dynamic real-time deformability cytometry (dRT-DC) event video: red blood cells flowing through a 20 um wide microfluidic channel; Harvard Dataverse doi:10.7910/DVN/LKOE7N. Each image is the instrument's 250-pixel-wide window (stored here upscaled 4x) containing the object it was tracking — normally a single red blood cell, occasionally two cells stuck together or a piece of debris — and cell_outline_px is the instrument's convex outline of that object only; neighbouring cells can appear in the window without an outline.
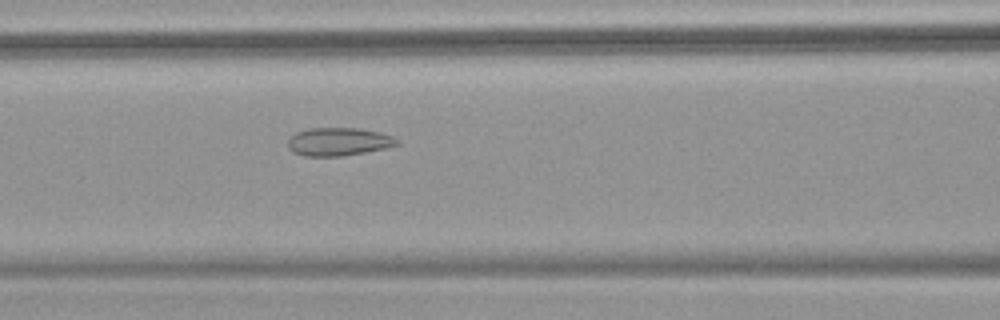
{"species": "common noctule bat (a hibernating species)", "species_latin": "Nyctalus noctula", "temperature_condition": "warm", "stored_images_in_passage": 55, "camera_frame_rate_fps": 3000, "um_per_image_px": 0.085, "animal": {"sex": "female", "body_mass_g": 18.4}, "frame": {"image": 1, "passage_image": 25, "time_ms": 8.0, "image_size_px": [1000, 320], "cell_outline_px": [[400, 144], [384, 148], [344, 156], [304, 156], [292, 152], [288, 148], [288, 140], [296, 132], [308, 128], [360, 128], [380, 132], [392, 136], [400, 140]], "centroid_in_image_um": [28.78, 12.04], "position_along_channel_um": 137.8, "area_um2": 17.98}}
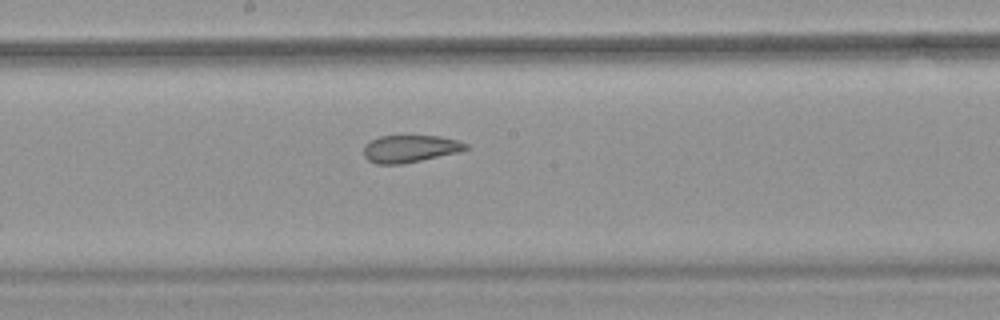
{"frame": {"image": 2, "passage_image": 31, "time_ms": 10.0, "image_size_px": [1000, 320], "cell_outline_px": [[468, 148], [460, 152], [400, 164], [376, 164], [368, 160], [364, 156], [364, 144], [380, 136], [404, 132], [408, 132], [440, 136], [456, 140], [468, 144]], "centroid_in_image_um": [34.84, 12.57], "position_along_channel_um": 213.4, "area_um2": 17.05}}
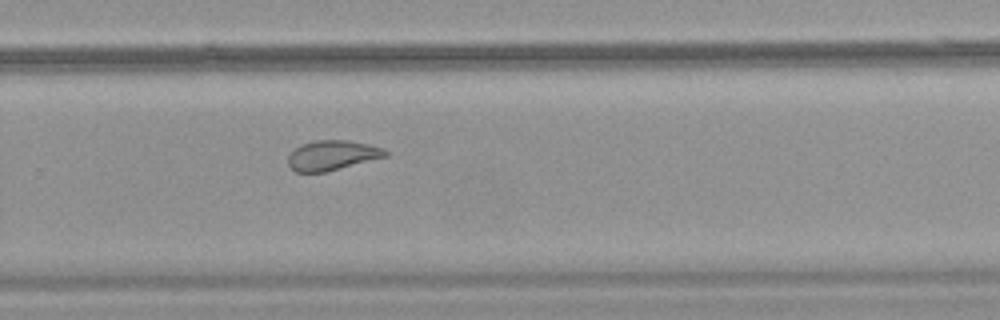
{"frame": {"image": 3, "passage_image": 38, "time_ms": 12.333, "image_size_px": [1000, 320], "cell_outline_px": [[388, 156], [324, 172], [296, 172], [288, 164], [288, 156], [296, 148], [304, 144], [316, 140], [348, 140], [368, 144], [384, 148], [388, 152]], "centroid_in_image_um": [28.26, 13.2], "position_along_channel_um": 301.5, "area_um2": 16.7}, "authors_computed_cell_mechanics": {"area_um2": 21.3282, "velocity_mm_per_s": 3.7874, "shape_relaxation_time_tau1_ms": null, "shape_relaxation_time_tau2_ms": 1.0996, "deformation_change_tau1": null, "deformation_change_tau2": 0.0624}}